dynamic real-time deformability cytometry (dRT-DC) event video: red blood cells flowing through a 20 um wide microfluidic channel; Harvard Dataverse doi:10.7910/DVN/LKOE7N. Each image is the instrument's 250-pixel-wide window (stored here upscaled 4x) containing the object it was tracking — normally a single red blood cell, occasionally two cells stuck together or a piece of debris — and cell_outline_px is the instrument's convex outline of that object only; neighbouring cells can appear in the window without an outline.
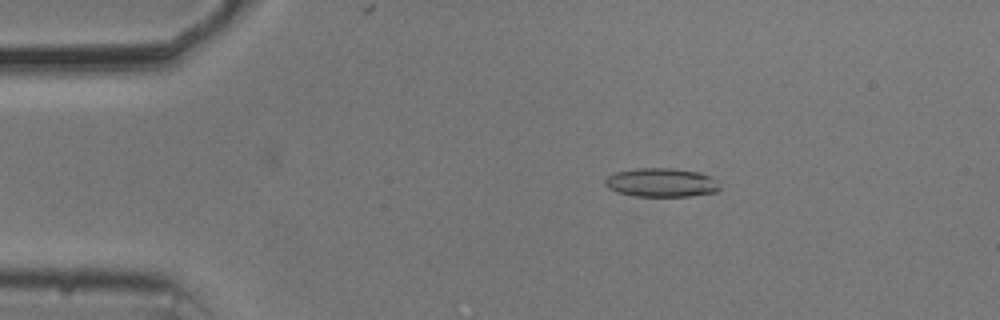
{"species": "common noctule bat (a hibernating species)", "species_latin": "Nyctalus noctula", "temperature_condition": "cold", "stored_images_in_passage": 39, "camera_frame_rate_fps": 3000, "um_per_image_px": 0.085, "animal": {"sex": "male", "body_mass_g": 20.5, "forearm_length_mm": 52.5}, "frame": {"image": 1, "passage_image": 9, "time_ms": 2.667, "image_size_px": [1000, 320], "cell_outline_px": [[720, 188], [716, 192], [688, 196], [636, 196], [616, 192], [608, 188], [604, 184], [604, 180], [608, 176], [616, 172], [636, 168], [672, 168], [700, 172], [716, 180]], "centroid_in_image_um": [56.19, 15.51], "position_along_channel_um": 28.8, "area_um2": 19.25}}
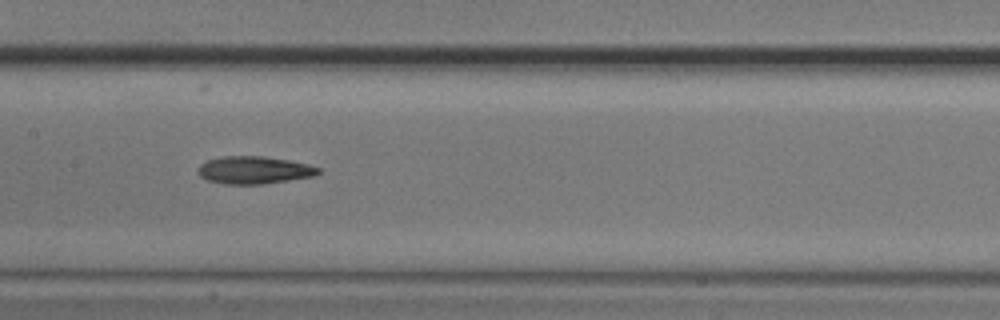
{"frame": {"image": 2, "passage_image": 26, "time_ms": 8.333, "image_size_px": [1000, 320], "cell_outline_px": [[320, 172], [312, 176], [260, 184], [224, 184], [208, 180], [200, 176], [200, 164], [208, 160], [224, 156], [264, 156], [288, 160], [308, 164], [320, 168]], "centroid_in_image_um": [21.6, 14.45], "position_along_channel_um": 185.8, "area_um2": 18.96}}
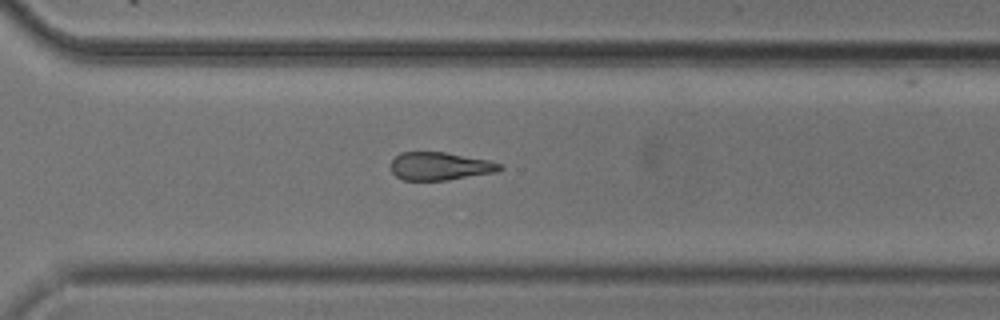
{"frame": {"image": 3, "passage_image": 38, "time_ms": 12.333, "image_size_px": [1000, 320], "cell_outline_px": [[504, 168], [496, 172], [448, 180], [404, 180], [396, 176], [392, 172], [388, 164], [400, 152], [444, 152], [488, 160], [504, 164]], "centroid_in_image_um": [37.39, 14.12], "position_along_channel_um": 333.2, "area_um2": 17.92}}